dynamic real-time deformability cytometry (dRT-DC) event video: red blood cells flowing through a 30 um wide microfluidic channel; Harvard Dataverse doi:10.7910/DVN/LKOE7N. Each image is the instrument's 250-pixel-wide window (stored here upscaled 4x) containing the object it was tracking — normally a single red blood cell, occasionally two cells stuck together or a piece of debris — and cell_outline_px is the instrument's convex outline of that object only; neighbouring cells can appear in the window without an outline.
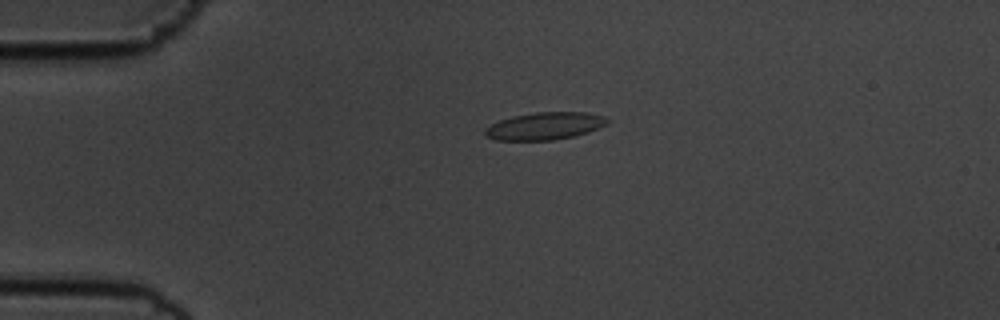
{"species": "common noctule bat (a hibernating species)", "species_latin": "Nyctalus noctula", "temperature_condition": "cold", "stored_images_in_passage": 44, "camera_frame_rate_fps": 3000, "um_per_image_px": 0.085, "animal": {"sex": "male", "body_mass_g": 19.5, "forearm_length_mm": 54.6}, "frame": {"image": 1, "passage_image": 1, "time_ms": 0.0, "image_size_px": [1000, 320], "cell_outline_px": [[608, 124], [588, 132], [572, 136], [552, 140], [496, 140], [484, 136], [484, 128], [500, 120], [512, 116], [536, 112], [588, 112], [604, 116], [608, 120]], "centroid_in_image_um": [46.29, 10.7], "position_along_channel_um": 38.7, "area_um2": 19.54}}
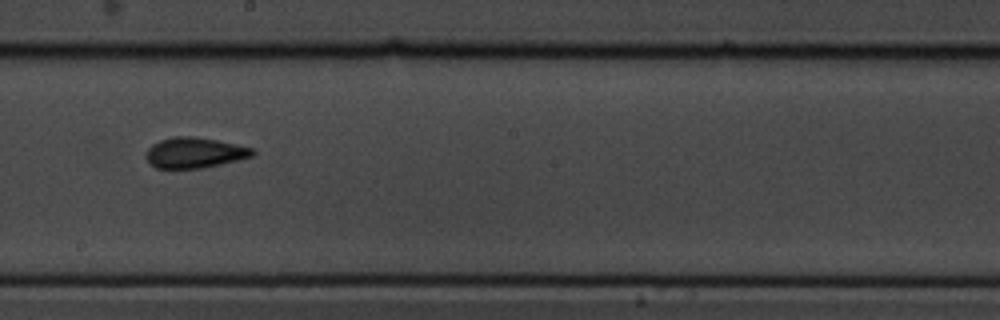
{"frame": {"image": 2, "passage_image": 20, "time_ms": 6.333, "image_size_px": [1000, 320], "cell_outline_px": [[256, 152], [252, 156], [204, 168], [156, 168], [148, 164], [144, 156], [148, 148], [152, 144], [160, 140], [172, 136], [192, 136], [216, 140], [236, 144], [252, 148]], "centroid_in_image_um": [16.48, 12.98], "position_along_channel_um": 231.7, "area_um2": 19.02}}
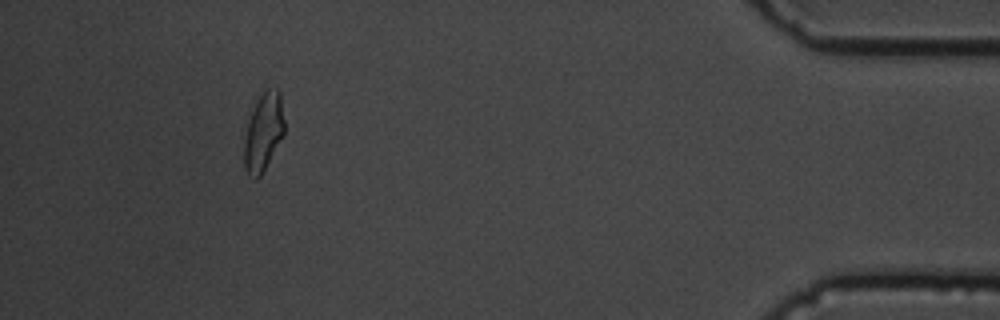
{"frame": {"image": 3, "passage_image": 40, "time_ms": 13.0, "image_size_px": [1000, 320], "cell_outline_px": [[284, 136], [260, 176], [256, 180], [252, 180], [248, 176], [244, 168], [244, 140], [248, 120], [260, 96], [268, 88], [276, 88], [280, 92], [284, 120]], "centroid_in_image_um": [22.39, 11.28], "position_along_channel_um": 412.8, "area_um2": 18.32}, "authors_computed_cell_mechanics": {"area_um2": 18.496, "velocity_mm_per_s": 3.5736, "shape_relaxation_time_tau1_ms": 5.1009, "shape_relaxation_time_tau2_ms": 1.5043, "deformation_change_tau1": 0.1499, "deformation_change_tau2": 0.0718}}